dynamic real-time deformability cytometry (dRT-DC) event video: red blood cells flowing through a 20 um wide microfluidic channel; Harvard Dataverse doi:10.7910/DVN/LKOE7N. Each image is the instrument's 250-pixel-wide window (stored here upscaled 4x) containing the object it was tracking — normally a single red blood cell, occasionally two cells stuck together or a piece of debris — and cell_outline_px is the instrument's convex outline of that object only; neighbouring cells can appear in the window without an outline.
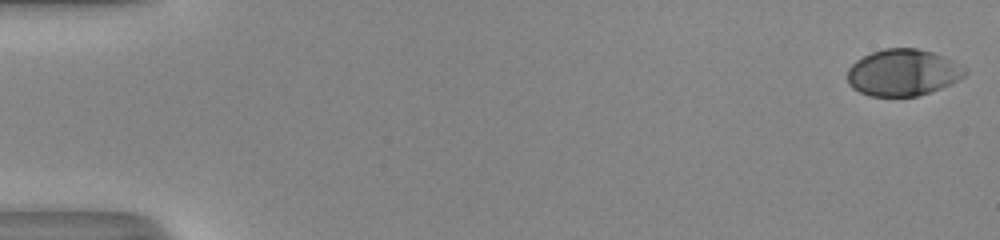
{"species": "human", "species_latin": "Homo sapiens", "temperature_condition": "room temperature", "stored_images_in_passage": 52, "camera_frame_rate_fps": 3000, "um_per_image_px": 0.085, "donor": {"sex": "male"}, "frame": {"image": 1, "passage_image": 1, "time_ms": 0.0, "image_size_px": [1000, 240], "cell_outline_px": [[968, 72], [960, 80], [940, 88], [916, 96], [872, 96], [860, 92], [852, 88], [848, 84], [848, 68], [856, 60], [872, 52], [884, 48], [916, 48], [932, 52], [944, 56], [964, 68]], "centroid_in_image_um": [76.73, 6.16], "position_along_channel_um": 8.3, "area_um2": 31.79}}
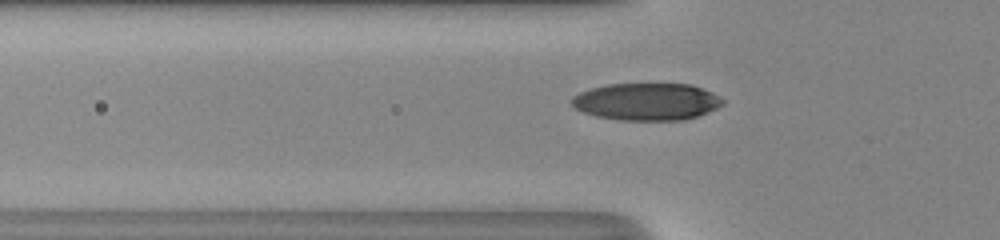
{"frame": {"image": 2, "passage_image": 19, "time_ms": 6.0, "image_size_px": [1000, 240], "cell_outline_px": [[724, 104], [716, 108], [696, 116], [684, 120], [620, 120], [596, 116], [584, 112], [576, 108], [568, 100], [572, 96], [580, 92], [592, 88], [608, 84], [692, 84], [712, 92], [724, 100]], "centroid_in_image_um": [54.95, 8.64], "position_along_channel_um": 70.8, "area_um2": 32.71}}
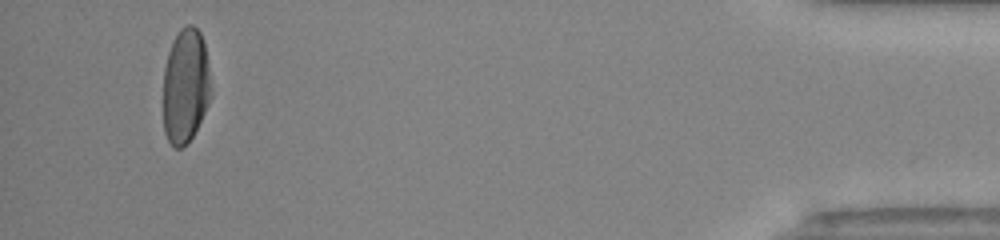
{"frame": {"image": 3, "passage_image": 50, "time_ms": 16.333, "image_size_px": [1000, 240], "cell_outline_px": [[212, 96], [192, 136], [180, 148], [176, 148], [168, 140], [164, 132], [164, 68], [168, 52], [172, 40], [176, 32], [180, 28], [188, 24], [192, 24], [200, 32], [204, 44], [208, 64], [212, 92]], "centroid_in_image_um": [15.77, 7.25], "position_along_channel_um": 419.4, "area_um2": 31.91}, "authors_computed_cell_mechanics": {"area_um2": 32.657, "velocity_mm_per_s": 4.0807, "shape_relaxation_time_tau1_ms": 2.9326, "shape_relaxation_time_tau2_ms": null, "deformation_change_tau1": 0.1586, "deformation_change_tau2": null}}